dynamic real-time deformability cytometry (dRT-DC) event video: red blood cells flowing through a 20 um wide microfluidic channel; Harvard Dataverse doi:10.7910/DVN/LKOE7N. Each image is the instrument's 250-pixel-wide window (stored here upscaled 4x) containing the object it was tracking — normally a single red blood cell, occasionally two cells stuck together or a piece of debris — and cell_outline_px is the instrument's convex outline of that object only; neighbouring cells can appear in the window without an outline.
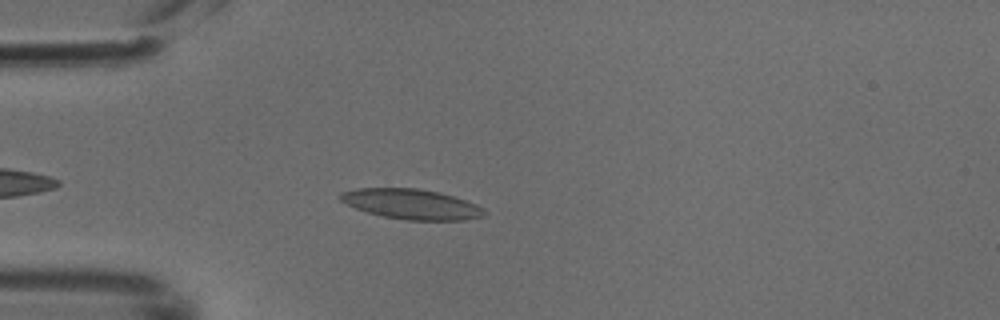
{"species": "common noctule bat (a hibernating species)", "species_latin": "Nyctalus noctula", "temperature_condition": "cold", "stored_images_in_passage": 41, "camera_frame_rate_fps": 3000, "um_per_image_px": 0.085, "animal": {"sex": "male", "body_mass_g": 18.8}, "frame": {"image": 1, "passage_image": 5, "time_ms": 1.333, "image_size_px": [1000, 320], "cell_outline_px": [[488, 212], [484, 216], [464, 220], [404, 220], [384, 216], [368, 212], [356, 208], [340, 200], [336, 196], [340, 192], [356, 188], [416, 188], [440, 192], [476, 204], [484, 208]], "centroid_in_image_um": [34.97, 17.34], "position_along_channel_um": 50.0, "area_um2": 25.32}}
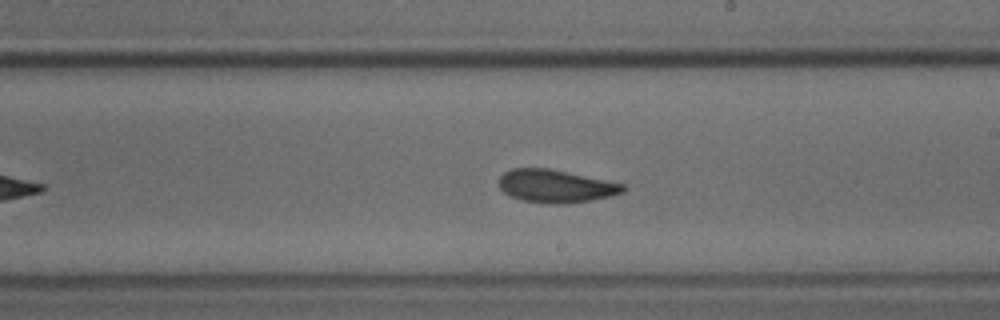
{"frame": {"image": 2, "passage_image": 20, "time_ms": 6.333, "image_size_px": [1000, 320], "cell_outline_px": [[624, 192], [608, 196], [588, 200], [560, 204], [556, 204], [520, 200], [504, 192], [500, 188], [500, 176], [504, 172], [512, 168], [548, 168], [624, 184]], "centroid_in_image_um": [47.19, 15.81], "position_along_channel_um": 241.8, "area_um2": 23.29}}
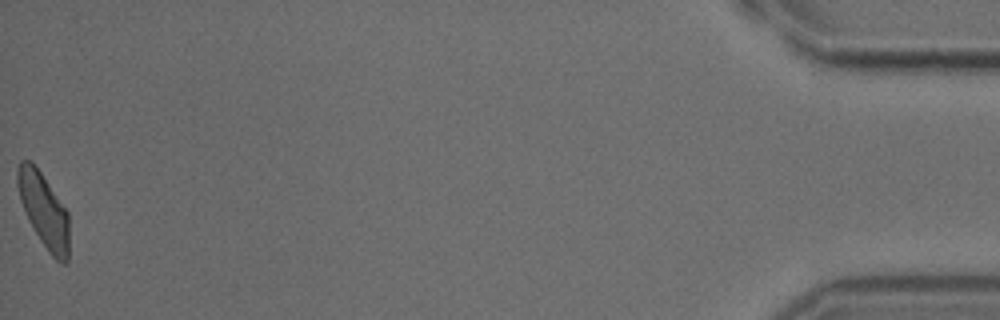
{"frame": {"image": 3, "passage_image": 41, "time_ms": 13.333, "image_size_px": [1000, 320], "cell_outline_px": [[68, 260], [64, 264], [60, 264], [48, 252], [32, 228], [28, 220], [20, 200], [16, 184], [16, 168], [20, 160], [28, 160], [40, 172], [68, 212]], "centroid_in_image_um": [3.7, 17.89], "position_along_channel_um": 431.5, "area_um2": 22.25}}